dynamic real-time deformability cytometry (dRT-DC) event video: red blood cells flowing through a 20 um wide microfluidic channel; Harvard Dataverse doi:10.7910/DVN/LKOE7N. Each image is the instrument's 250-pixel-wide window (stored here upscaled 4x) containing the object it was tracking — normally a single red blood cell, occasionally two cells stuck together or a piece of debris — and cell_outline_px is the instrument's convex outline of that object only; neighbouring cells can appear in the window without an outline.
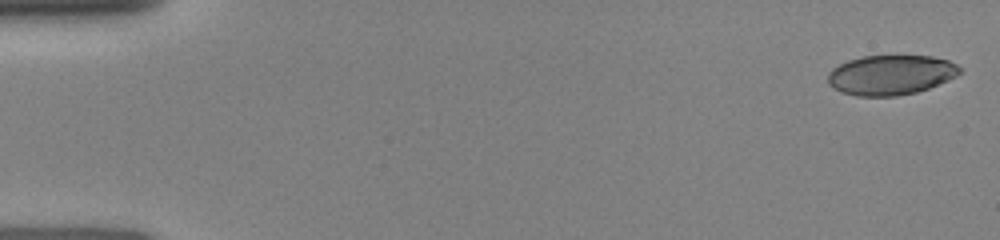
{"species": "human", "species_latin": "Homo sapiens", "temperature_condition": "room temperature", "stored_images_in_passage": 26, "camera_frame_rate_fps": 3000, "um_per_image_px": 0.085, "donor": {"sex": "female"}, "frame": {"image": 1, "passage_image": 1, "time_ms": 0.0, "image_size_px": [1000, 240], "cell_outline_px": [[960, 72], [956, 76], [948, 80], [928, 88], [916, 92], [896, 96], [856, 96], [840, 92], [832, 88], [828, 84], [828, 72], [832, 68], [848, 60], [864, 56], [932, 56], [948, 60], [956, 64], [960, 68]], "centroid_in_image_um": [75.68, 6.37], "position_along_channel_um": 9.3, "area_um2": 30.63}}
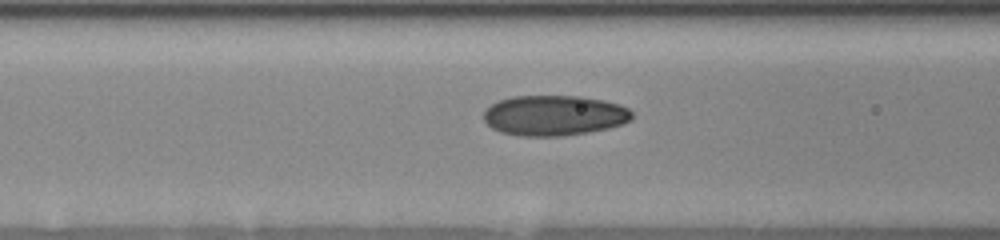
{"frame": {"image": 2, "passage_image": 19, "time_ms": 6.0, "image_size_px": [1000, 240], "cell_outline_px": [[632, 120], [624, 124], [608, 128], [588, 132], [564, 136], [520, 136], [500, 132], [492, 128], [484, 120], [484, 112], [492, 104], [500, 100], [512, 96], [580, 96], [604, 100], [628, 108], [632, 112]], "centroid_in_image_um": [47.12, 9.82], "position_along_channel_um": 119.5, "area_um2": 34.91}}
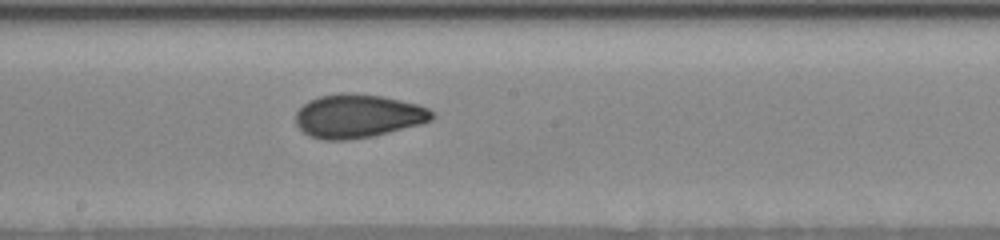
{"frame": {"image": 3, "passage_image": 26, "time_ms": 8.333, "image_size_px": [1000, 240], "cell_outline_px": [[436, 116], [432, 120], [420, 124], [372, 136], [348, 140], [320, 140], [308, 136], [296, 124], [296, 112], [308, 100], [320, 96], [344, 92], [348, 92], [380, 96], [420, 104], [436, 112]], "centroid_in_image_um": [30.44, 9.86], "position_along_channel_um": 217.8, "area_um2": 34.8}}